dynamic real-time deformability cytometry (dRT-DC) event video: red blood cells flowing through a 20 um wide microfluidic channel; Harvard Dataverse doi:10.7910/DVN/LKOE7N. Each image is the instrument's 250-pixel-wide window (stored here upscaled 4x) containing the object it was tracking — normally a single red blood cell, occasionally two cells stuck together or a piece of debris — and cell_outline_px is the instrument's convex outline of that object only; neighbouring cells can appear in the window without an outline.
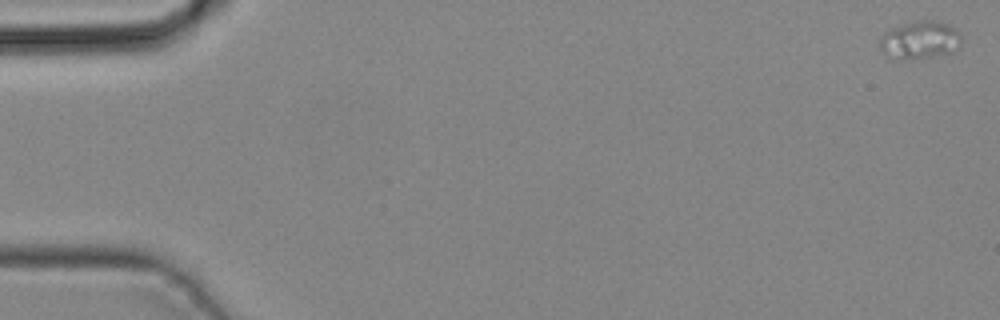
{"species": "common noctule bat (a hibernating species)", "species_latin": "Nyctalus noctula", "temperature_condition": "cold", "stored_images_in_passage": 31, "camera_frame_rate_fps": 3000, "um_per_image_px": 0.085, "animal": {"sex": "male", "body_mass_g": 19.2, "forearm_length_mm": 51.8}, "frame": {"image": 1, "passage_image": 1, "time_ms": 0.0, "image_size_px": [1000, 320], "cell_outline_px": [[960, 44], [952, 52], [924, 56], [884, 56], [880, 48], [880, 40], [884, 32], [892, 28], [912, 20], [940, 20], [956, 28], [960, 32]], "centroid_in_image_um": [78.21, 3.31], "position_along_channel_um": 6.8, "area_um2": 17.46}}
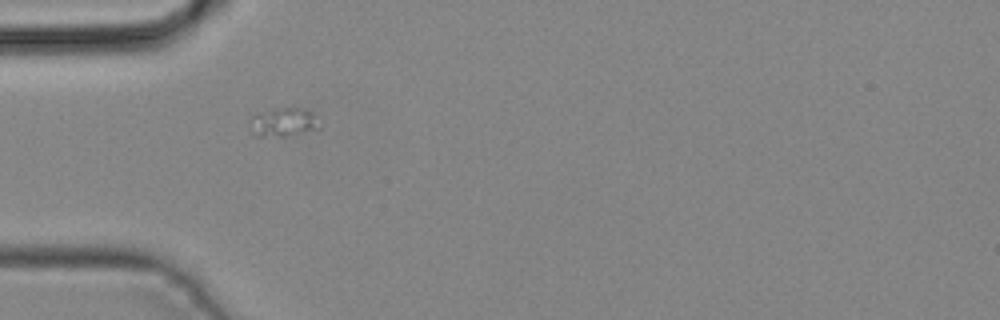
{"frame": {"image": 2, "passage_image": 14, "time_ms": 4.333, "image_size_px": [1000, 320], "cell_outline_px": [[320, 128], [284, 136], [252, 136], [252, 116], [256, 112], [276, 108], [304, 108], [312, 112]], "centroid_in_image_um": [24.05, 10.37], "position_along_channel_um": 60.9, "area_um2": 11.44}}